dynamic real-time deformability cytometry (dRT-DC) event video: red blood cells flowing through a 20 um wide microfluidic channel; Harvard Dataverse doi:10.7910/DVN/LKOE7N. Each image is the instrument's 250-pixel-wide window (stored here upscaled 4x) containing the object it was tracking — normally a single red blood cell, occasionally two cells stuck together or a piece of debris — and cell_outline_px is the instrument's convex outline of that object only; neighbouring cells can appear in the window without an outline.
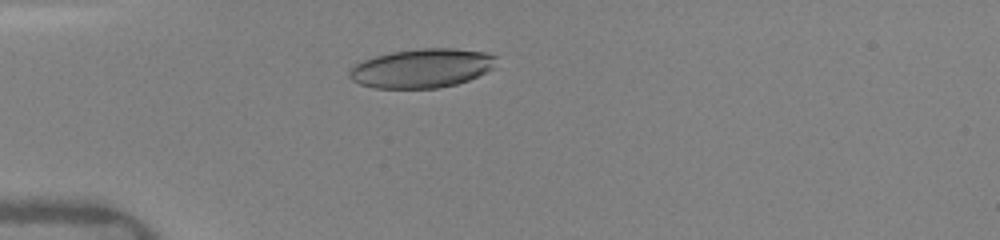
{"species": "human", "species_latin": "Homo sapiens", "temperature_condition": "warm", "stored_images_in_passage": 31, "camera_frame_rate_fps": 3000, "um_per_image_px": 0.085, "donor": {"sex": "female"}, "frame": {"image": 1, "passage_image": 1, "time_ms": 0.0, "image_size_px": [1000, 240], "cell_outline_px": [[496, 56], [492, 68], [468, 80], [456, 84], [440, 88], [376, 88], [360, 84], [352, 80], [348, 76], [348, 72], [356, 64], [364, 60], [376, 56], [392, 52], [420, 48], [456, 48], [488, 52]], "centroid_in_image_um": [35.85, 5.79], "position_along_channel_um": 49.1, "area_um2": 33.23}}
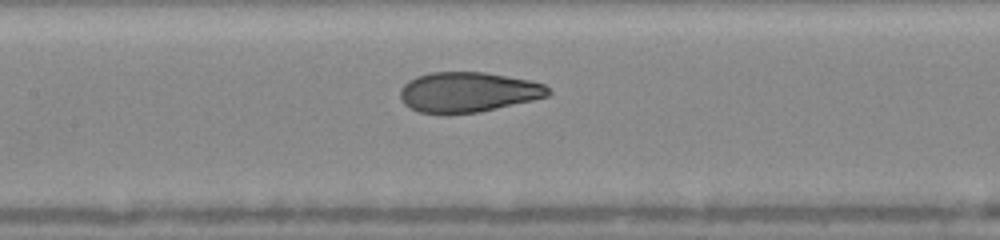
{"frame": {"image": 2, "passage_image": 10, "time_ms": 3.333, "image_size_px": [1000, 240], "cell_outline_px": [[552, 92], [548, 96], [532, 100], [480, 112], [420, 112], [408, 108], [400, 100], [400, 88], [408, 80], [416, 76], [432, 72], [484, 72], [528, 80], [544, 84]], "centroid_in_image_um": [39.75, 7.81], "position_along_channel_um": 167.6, "area_um2": 34.28}}
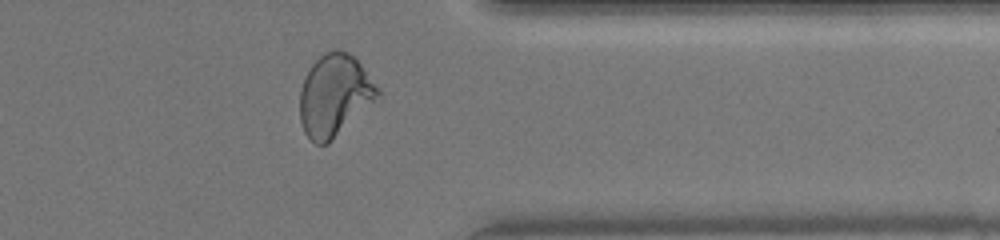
{"frame": {"image": 3, "passage_image": 24, "time_ms": 8.667, "image_size_px": [1000, 240], "cell_outline_px": [[380, 96], [328, 144], [316, 144], [304, 132], [300, 120], [300, 92], [304, 80], [312, 64], [324, 52], [340, 48], [356, 56], [380, 92]], "centroid_in_image_um": [28.43, 8.08], "position_along_channel_um": 383.0, "area_um2": 36.88}, "authors_computed_cell_mechanics": {"area_um2": 35.258, "velocity_mm_per_s": 4.1356, "shape_relaxation_time_tau1_ms": 4.8916, "shape_relaxation_time_tau2_ms": 0.6917, "deformation_change_tau1": 0.2066, "deformation_change_tau2": 0.0656}}